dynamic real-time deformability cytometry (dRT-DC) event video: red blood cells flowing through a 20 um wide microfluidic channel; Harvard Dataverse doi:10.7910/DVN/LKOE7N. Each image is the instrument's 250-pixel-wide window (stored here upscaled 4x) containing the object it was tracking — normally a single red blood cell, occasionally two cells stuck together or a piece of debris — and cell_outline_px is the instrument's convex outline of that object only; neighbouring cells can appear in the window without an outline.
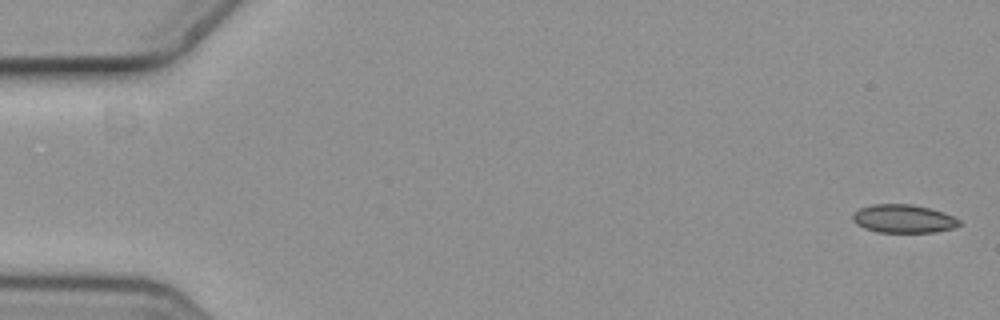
{"species": "common noctule bat (a hibernating species)", "species_latin": "Nyctalus noctula", "temperature_condition": "cold", "stored_images_in_passage": 8, "camera_frame_rate_fps": 3000, "um_per_image_px": 0.085, "animal": {"sex": "female", "body_mass_g": 19.3, "forearm_length_mm": 54.1}, "frame": {"image": 1, "passage_image": 1, "time_ms": 0.0, "image_size_px": [1000, 320], "cell_outline_px": [[960, 224], [956, 228], [936, 232], [876, 232], [864, 228], [856, 224], [852, 220], [852, 216], [860, 208], [872, 204], [912, 204], [944, 212], [960, 220]], "centroid_in_image_um": [76.8, 18.6], "position_along_channel_um": 8.2, "area_um2": 17.63}}
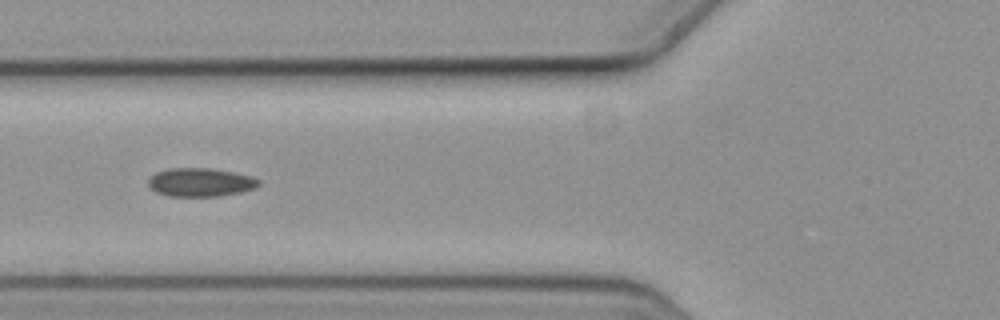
{"frame": {"image": 2, "passage_image": 7, "time_ms": 2.0, "image_size_px": [1000, 320], "cell_outline_px": [[260, 184], [256, 188], [240, 192], [220, 196], [168, 196], [156, 192], [148, 188], [148, 180], [156, 172], [168, 168], [212, 168], [252, 176], [260, 180]], "centroid_in_image_um": [17.03, 15.49], "position_along_channel_um": 108.8, "area_um2": 18.5}}
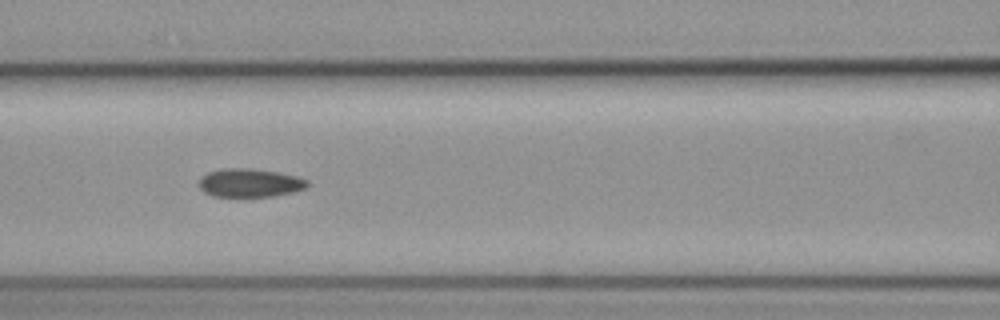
{"frame": {"image": 3, "passage_image": 8, "time_ms": 2.333, "image_size_px": [1000, 320], "cell_outline_px": [[308, 184], [304, 188], [292, 192], [272, 196], [212, 196], [204, 192], [200, 188], [200, 176], [208, 172], [224, 168], [252, 168], [280, 172], [296, 176], [308, 180]], "centroid_in_image_um": [21.22, 15.53], "position_along_channel_um": 145.4, "area_um2": 17.92}}